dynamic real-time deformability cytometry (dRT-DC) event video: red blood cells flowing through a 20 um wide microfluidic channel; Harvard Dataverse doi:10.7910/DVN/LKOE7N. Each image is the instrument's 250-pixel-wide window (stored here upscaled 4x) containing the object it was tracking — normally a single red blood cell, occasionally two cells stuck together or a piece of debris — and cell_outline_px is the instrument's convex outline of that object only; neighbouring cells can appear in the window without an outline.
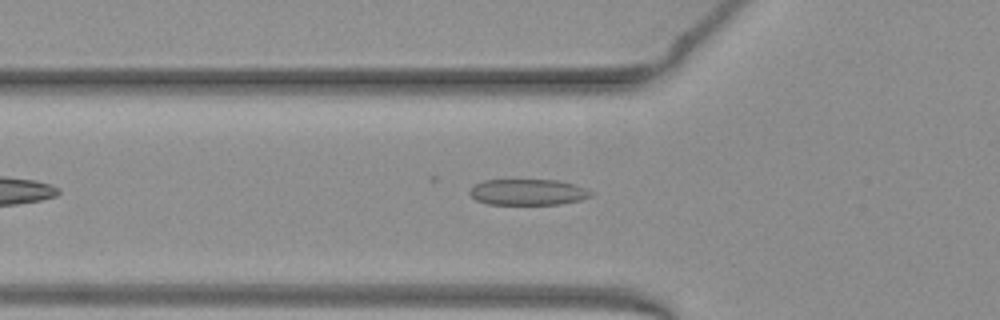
{"species": "common noctule bat (a hibernating species)", "species_latin": "Nyctalus noctula", "temperature_condition": "warm", "stored_images_in_passage": 37, "camera_frame_rate_fps": 3000, "um_per_image_px": 0.085, "animal": {"sex": "female", "body_mass_g": 19.3, "forearm_length_mm": 54.1}, "frame": {"image": 1, "passage_image": 8, "time_ms": 2.333, "image_size_px": [1000, 320], "cell_outline_px": [[592, 196], [580, 200], [560, 204], [488, 204], [476, 200], [468, 192], [468, 188], [484, 180], [556, 180], [576, 184], [592, 192]], "centroid_in_image_um": [44.85, 16.33], "position_along_channel_um": 80.9, "area_um2": 18.38}}
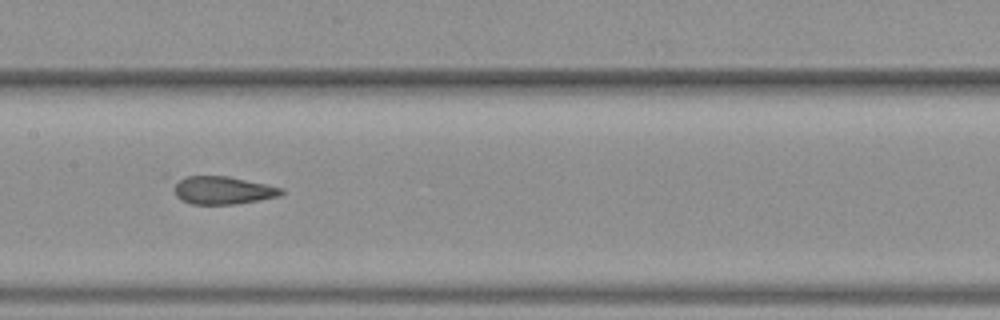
{"frame": {"image": 2, "passage_image": 16, "time_ms": 5.0, "image_size_px": [1000, 320], "cell_outline_px": [[284, 192], [280, 196], [260, 200], [236, 204], [192, 204], [180, 200], [176, 196], [164, 176], [164, 172], [228, 176], [284, 188]], "centroid_in_image_um": [18.59, 16.08], "position_along_channel_um": 188.8, "area_um2": 19.36}}
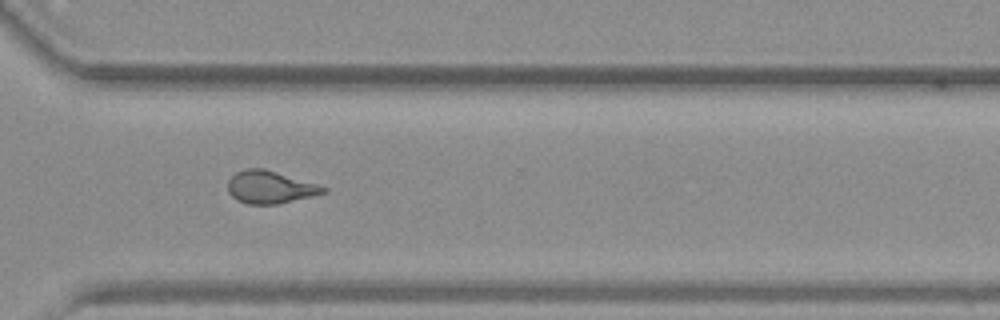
{"frame": {"image": 3, "passage_image": 28, "time_ms": 9.0, "image_size_px": [1000, 320], "cell_outline_px": [[328, 192], [312, 196], [276, 204], [248, 204], [236, 200], [228, 192], [228, 180], [236, 172], [244, 168], [264, 168], [316, 184], [328, 188]], "centroid_in_image_um": [22.93, 15.91], "position_along_channel_um": 347.7, "area_um2": 18.03}, "authors_computed_cell_mechanics": {"area_um2": 18.5538, "velocity_mm_per_s": 3.9972, "shape_relaxation_time_tau1_ms": null, "shape_relaxation_time_tau2_ms": 0.8379, "deformation_change_tau1": null, "deformation_change_tau2": 0.1028}}